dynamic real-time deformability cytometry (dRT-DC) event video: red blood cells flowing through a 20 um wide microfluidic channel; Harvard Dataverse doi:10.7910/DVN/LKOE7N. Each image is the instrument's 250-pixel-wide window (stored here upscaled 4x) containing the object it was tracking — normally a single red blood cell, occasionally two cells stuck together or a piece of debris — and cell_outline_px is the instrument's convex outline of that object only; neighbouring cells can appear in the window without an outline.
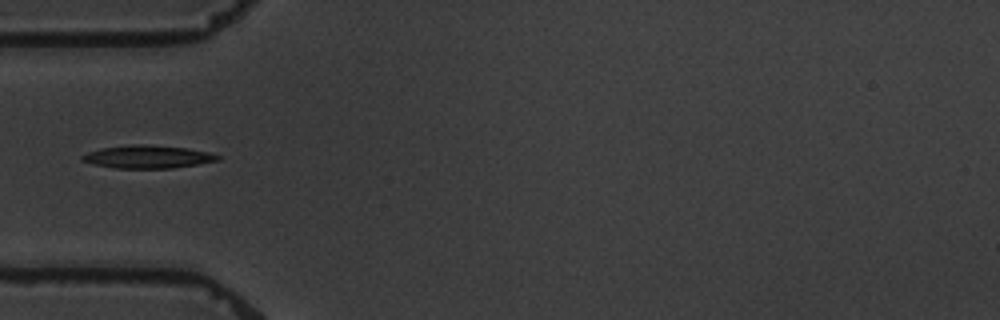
{"species": "common noctule bat (a hibernating species)", "species_latin": "Nyctalus noctula", "temperature_condition": "warm", "stored_images_in_passage": 1, "camera_frame_rate_fps": 3000, "um_per_image_px": 0.085, "animal": {"sex": "male", "body_mass_g": 19.5, "forearm_length_mm": 54.6}, "frame": {"image": 1, "passage_image": 1, "time_ms": 0.0, "image_size_px": [1000, 320], "cell_outline_px": [[220, 160], [172, 168], [116, 168], [96, 164], [80, 160], [80, 156], [88, 152], [100, 148], [128, 144], [144, 144], [188, 148], [208, 152], [220, 156]], "centroid_in_image_um": [12.53, 13.31], "position_along_channel_um": 72.5, "area_um2": 18.03}}